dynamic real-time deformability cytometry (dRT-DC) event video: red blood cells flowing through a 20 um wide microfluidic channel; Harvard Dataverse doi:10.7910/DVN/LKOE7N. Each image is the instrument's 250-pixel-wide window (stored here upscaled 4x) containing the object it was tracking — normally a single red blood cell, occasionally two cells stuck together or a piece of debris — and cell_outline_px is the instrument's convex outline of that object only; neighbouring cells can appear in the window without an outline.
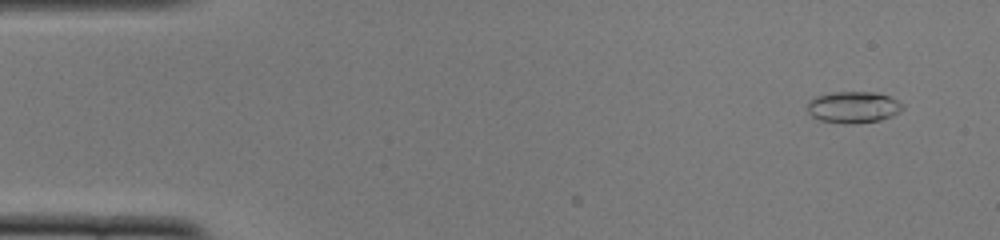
{"species": "common noctule bat (a hibernating species)", "species_latin": "Nyctalus noctula", "temperature_condition": "cold", "stored_images_in_passage": 6, "camera_frame_rate_fps": 3000, "um_per_image_px": 0.085, "animal": {"sex": "female", "body_mass_g": 22.0, "forearm_length_mm": 56.7}, "frame": {"image": 1, "passage_image": 1, "time_ms": 0.0, "image_size_px": [1000, 240], "cell_outline_px": [[904, 108], [900, 112], [892, 116], [880, 120], [852, 124], [844, 124], [820, 120], [812, 116], [808, 112], [808, 100], [812, 96], [832, 92], [876, 92], [892, 96], [904, 104]], "centroid_in_image_um": [72.55, 9.1], "position_along_channel_um": 12.5, "area_um2": 17.92}}